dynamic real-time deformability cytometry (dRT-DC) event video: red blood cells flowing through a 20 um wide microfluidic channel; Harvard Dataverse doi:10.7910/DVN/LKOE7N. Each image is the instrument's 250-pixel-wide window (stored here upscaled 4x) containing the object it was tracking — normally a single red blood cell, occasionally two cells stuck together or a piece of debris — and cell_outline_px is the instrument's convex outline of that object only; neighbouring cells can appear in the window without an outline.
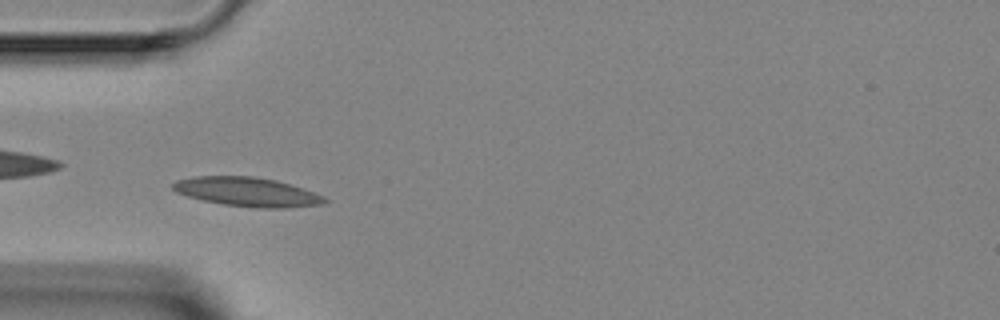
{"species": "Egyptian fruit bat (a non-hibernating species)", "species_latin": "Rousettus aegyptiacus", "temperature_condition": "room temperature", "stored_images_in_passage": 3, "camera_frame_rate_fps": 3000, "um_per_image_px": 0.085, "animal": {"sex": "female"}, "frame": {"image": 1, "passage_image": 3, "time_ms": 2.333, "image_size_px": [1000, 320], "cell_outline_px": [[328, 200], [324, 204], [284, 208], [256, 208], [224, 204], [204, 200], [188, 196], [176, 192], [172, 188], [172, 184], [176, 180], [192, 176], [252, 176], [276, 180], [324, 196]], "centroid_in_image_um": [20.99, 16.31], "position_along_channel_um": 64.0, "area_um2": 25.55}}